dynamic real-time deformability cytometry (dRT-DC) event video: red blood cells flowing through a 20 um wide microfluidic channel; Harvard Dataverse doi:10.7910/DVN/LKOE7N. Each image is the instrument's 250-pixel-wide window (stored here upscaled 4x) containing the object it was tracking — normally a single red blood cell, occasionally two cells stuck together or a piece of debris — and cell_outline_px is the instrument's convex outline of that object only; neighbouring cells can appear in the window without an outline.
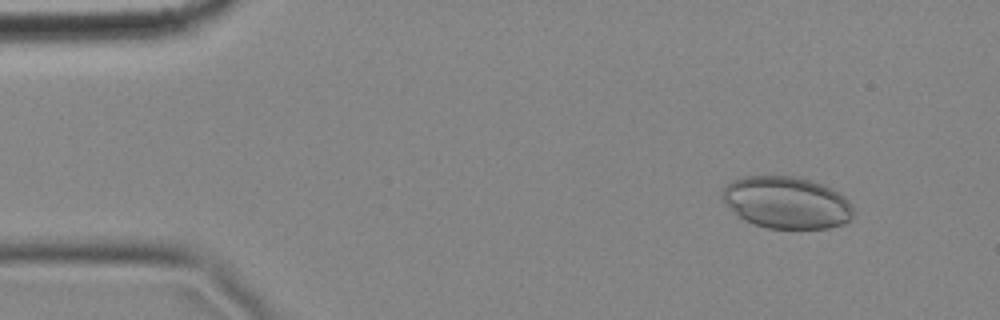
{"species": "common noctule bat (a hibernating species)", "species_latin": "Nyctalus noctula", "temperature_condition": "cold", "stored_images_in_passage": 5, "camera_frame_rate_fps": 3000, "um_per_image_px": 0.085, "animal": {"sex": "female", "body_mass_g": 18.4}, "frame": {"image": 1, "passage_image": 1, "time_ms": 0.0, "image_size_px": [1000, 320], "cell_outline_px": [[852, 220], [844, 224], [828, 228], [768, 228], [744, 220], [724, 204], [720, 196], [720, 192], [732, 180], [744, 176], [796, 176], [812, 180], [832, 188], [844, 196], [852, 204]], "centroid_in_image_um": [66.85, 17.21], "position_along_channel_um": 18.1, "area_um2": 40.0}}
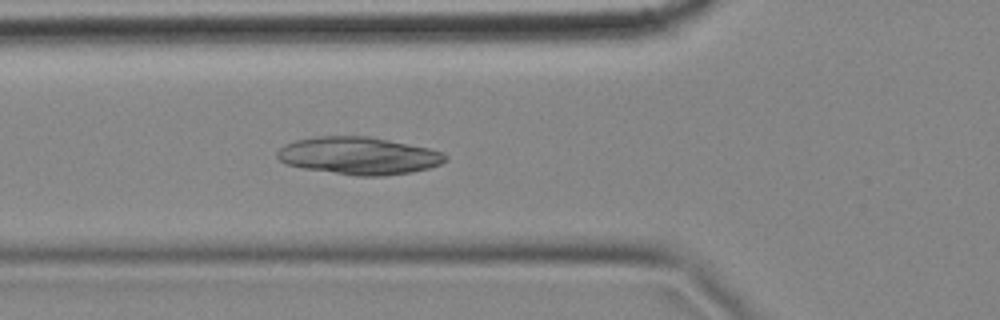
{"frame": {"image": 2, "passage_image": 5, "time_ms": 1.333, "image_size_px": [1000, 320], "cell_outline_px": [[448, 160], [440, 164], [428, 168], [412, 172], [384, 176], [356, 176], [300, 168], [288, 164], [280, 160], [276, 156], [276, 152], [284, 144], [296, 140], [320, 136], [368, 136], [428, 148], [440, 152], [448, 156]], "centroid_in_image_um": [30.47, 13.25], "position_along_channel_um": 95.3, "area_um2": 36.7}}